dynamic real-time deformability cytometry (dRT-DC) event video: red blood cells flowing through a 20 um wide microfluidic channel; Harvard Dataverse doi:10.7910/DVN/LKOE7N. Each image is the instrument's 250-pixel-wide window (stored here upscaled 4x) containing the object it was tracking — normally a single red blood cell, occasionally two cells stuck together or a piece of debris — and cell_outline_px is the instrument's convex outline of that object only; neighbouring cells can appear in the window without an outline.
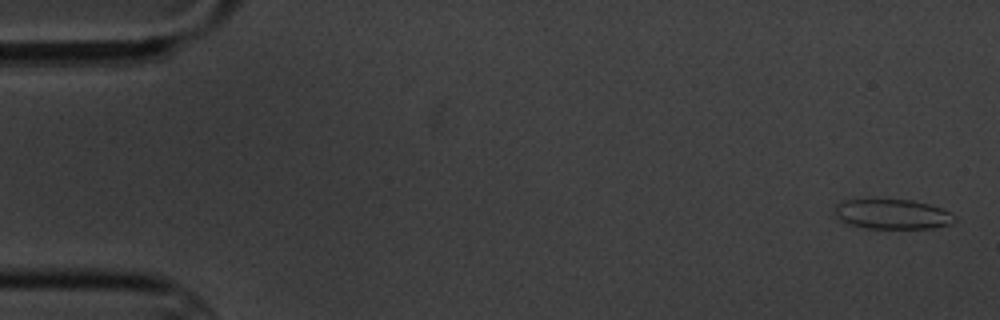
{"species": "common noctule bat (a hibernating species)", "species_latin": "Nyctalus noctula", "temperature_condition": "cold", "stored_images_in_passage": 6, "camera_frame_rate_fps": 3000, "um_per_image_px": 0.085, "animal": {"sex": "male", "body_mass_g": 20.1, "forearm_length_mm": 53.5}, "frame": {"image": 1, "passage_image": 1, "time_ms": 0.0, "image_size_px": [1000, 320], "cell_outline_px": [[956, 220], [952, 224], [932, 228], [864, 228], [848, 224], [840, 220], [836, 216], [836, 204], [844, 200], [868, 196], [912, 200], [928, 204], [952, 212], [956, 216]], "centroid_in_image_um": [75.82, 18.15], "position_along_channel_um": 9.2, "area_um2": 21.79}}